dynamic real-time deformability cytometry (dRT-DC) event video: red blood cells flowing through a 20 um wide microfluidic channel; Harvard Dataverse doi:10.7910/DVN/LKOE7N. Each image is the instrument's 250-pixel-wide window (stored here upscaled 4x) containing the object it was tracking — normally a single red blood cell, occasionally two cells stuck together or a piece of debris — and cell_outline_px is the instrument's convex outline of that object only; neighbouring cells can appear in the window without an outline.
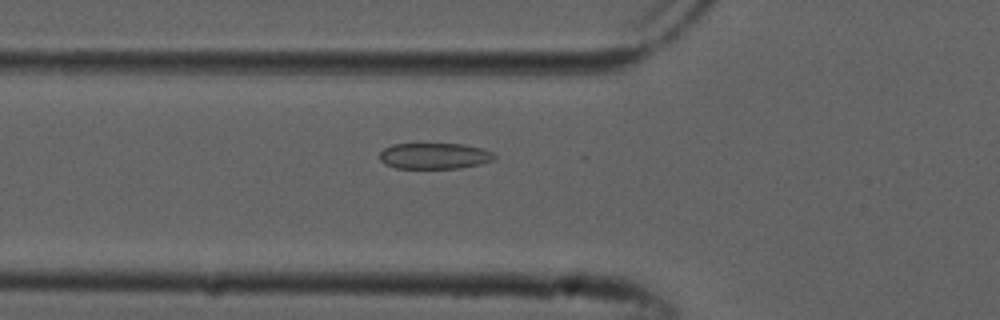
{"species": "common noctule bat (a hibernating species)", "species_latin": "Nyctalus noctula", "temperature_condition": "cold", "stored_images_in_passage": 9, "camera_frame_rate_fps": 3000, "um_per_image_px": 0.085, "animal": {"sex": "male", "forearm_length_mm": 52.5}, "frame": {"image": 1, "passage_image": 4, "time_ms": 1.0, "image_size_px": [1000, 320], "cell_outline_px": [[496, 156], [492, 160], [480, 164], [460, 168], [396, 168], [384, 164], [380, 160], [380, 152], [384, 148], [392, 144], [464, 144], [480, 148], [492, 152]], "centroid_in_image_um": [36.9, 13.25], "position_along_channel_um": 88.9, "area_um2": 17.34}}
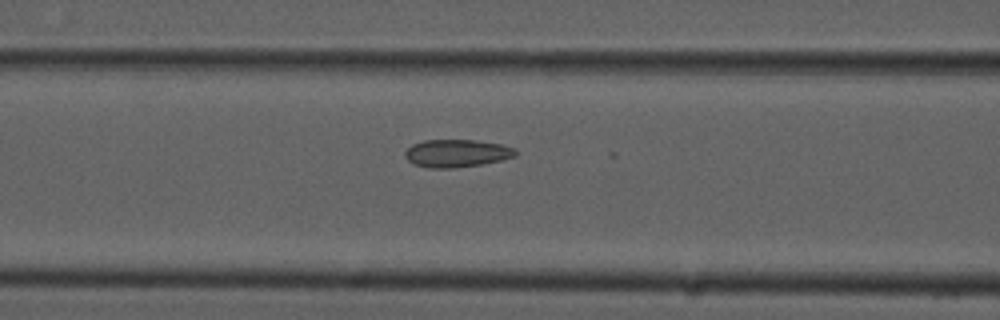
{"frame": {"image": 2, "passage_image": 7, "time_ms": 2.0, "image_size_px": [1000, 320], "cell_outline_px": [[520, 152], [516, 156], [500, 160], [480, 164], [456, 168], [428, 168], [412, 164], [404, 156], [404, 152], [412, 144], [424, 140], [472, 140], [500, 144], [516, 148]], "centroid_in_image_um": [38.81, 13.03], "position_along_channel_um": 127.8, "area_um2": 17.98}}